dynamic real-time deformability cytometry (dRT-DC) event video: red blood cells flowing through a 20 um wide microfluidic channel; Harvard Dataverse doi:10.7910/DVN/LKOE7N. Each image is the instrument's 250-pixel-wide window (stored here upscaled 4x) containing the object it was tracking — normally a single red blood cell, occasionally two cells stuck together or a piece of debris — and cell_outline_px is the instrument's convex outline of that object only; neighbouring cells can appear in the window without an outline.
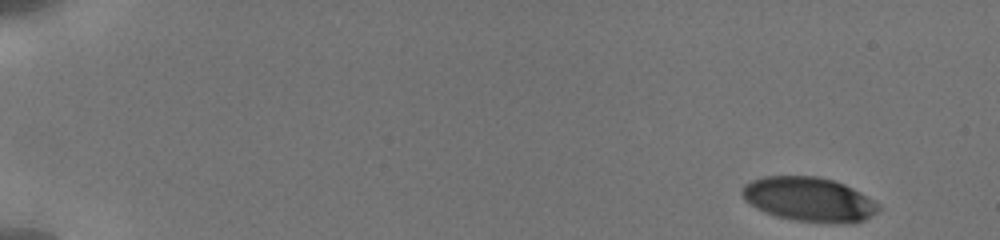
{"species": "human", "species_latin": "Homo sapiens", "temperature_condition": "cold", "stored_images_in_passage": 9, "camera_frame_rate_fps": 3000, "um_per_image_px": 0.085, "donor": {"sex": "male"}, "frame": {"image": 1, "passage_image": 1, "time_ms": 0.0, "image_size_px": [1000, 240], "cell_outline_px": [[880, 208], [876, 212], [864, 220], [796, 220], [776, 216], [764, 212], [756, 208], [744, 200], [740, 192], [740, 188], [744, 184], [752, 180], [764, 176], [816, 176], [832, 180], [844, 184], [860, 192], [880, 204]], "centroid_in_image_um": [68.67, 16.89], "position_along_channel_um": 16.3, "area_um2": 34.28}}
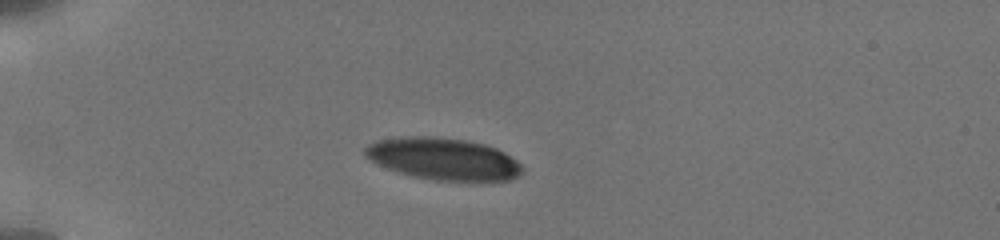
{"frame": {"image": 2, "passage_image": 7, "time_ms": 4.0, "image_size_px": [1000, 240], "cell_outline_px": [[524, 168], [512, 180], [436, 180], [412, 176], [396, 172], [376, 164], [368, 160], [364, 156], [364, 148], [368, 144], [376, 140], [408, 136], [432, 136], [464, 140], [484, 144], [496, 148], [504, 152], [516, 160]], "centroid_in_image_um": [37.61, 13.5], "position_along_channel_um": 47.4, "area_um2": 38.44}}